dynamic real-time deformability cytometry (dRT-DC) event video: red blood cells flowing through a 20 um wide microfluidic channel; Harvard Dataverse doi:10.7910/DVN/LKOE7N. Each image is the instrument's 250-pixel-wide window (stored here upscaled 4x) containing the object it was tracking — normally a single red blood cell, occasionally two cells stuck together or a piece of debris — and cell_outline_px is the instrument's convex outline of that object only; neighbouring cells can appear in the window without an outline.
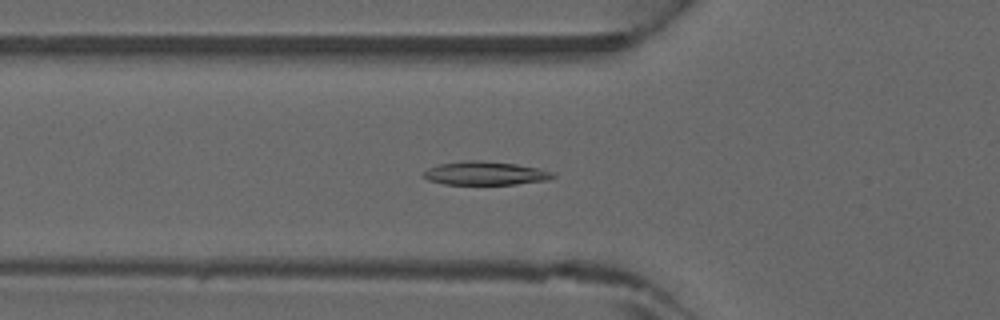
{"species": "common noctule bat (a hibernating species)", "species_latin": "Nyctalus noctula", "temperature_condition": "warm", "stored_images_in_passage": 45, "camera_frame_rate_fps": 3000, "um_per_image_px": 0.085, "animal": {"sex": "male", "forearm_length_mm": 52.5}, "frame": {"image": 1, "passage_image": 16, "time_ms": 5.0, "image_size_px": [1000, 320], "cell_outline_px": [[556, 176], [548, 180], [516, 184], [444, 184], [428, 180], [424, 176], [424, 172], [428, 168], [440, 164], [464, 160], [480, 160], [516, 164], [536, 168], [552, 172]], "centroid_in_image_um": [41.24, 14.72], "position_along_channel_um": 84.6, "area_um2": 17.57}}
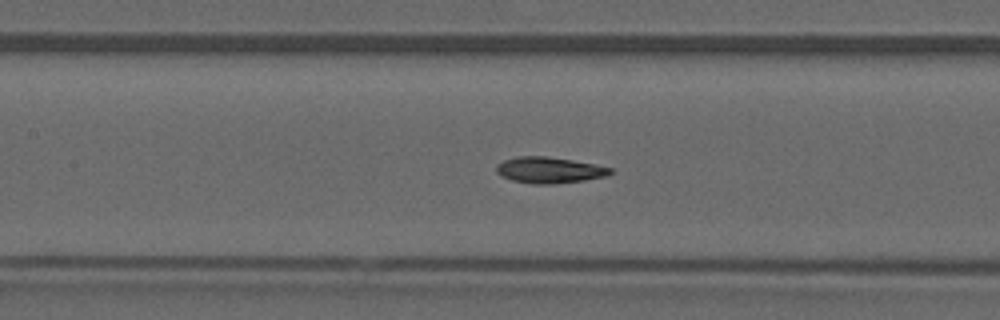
{"frame": {"image": 2, "passage_image": 21, "time_ms": 6.667, "image_size_px": [1000, 320], "cell_outline_px": [[616, 172], [608, 176], [584, 180], [556, 184], [532, 184], [512, 180], [500, 176], [496, 172], [496, 164], [504, 160], [516, 156], [544, 156], [572, 160], [596, 164], [612, 168]], "centroid_in_image_um": [46.71, 14.46], "position_along_channel_um": 160.7, "area_um2": 17.63}}
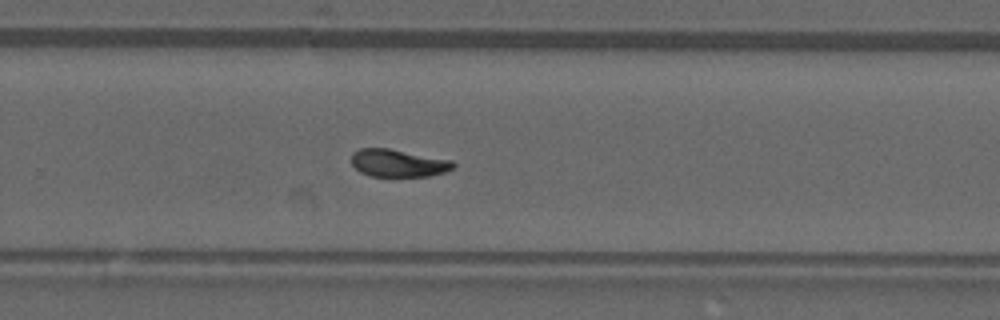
{"frame": {"image": 3, "passage_image": 30, "time_ms": 9.667, "image_size_px": [1000, 320], "cell_outline_px": [[456, 164], [452, 168], [444, 172], [428, 176], [372, 176], [360, 172], [352, 164], [352, 152], [360, 148], [388, 148], [452, 160]], "centroid_in_image_um": [33.83, 13.85], "position_along_channel_um": 296.0, "area_um2": 16.24}}